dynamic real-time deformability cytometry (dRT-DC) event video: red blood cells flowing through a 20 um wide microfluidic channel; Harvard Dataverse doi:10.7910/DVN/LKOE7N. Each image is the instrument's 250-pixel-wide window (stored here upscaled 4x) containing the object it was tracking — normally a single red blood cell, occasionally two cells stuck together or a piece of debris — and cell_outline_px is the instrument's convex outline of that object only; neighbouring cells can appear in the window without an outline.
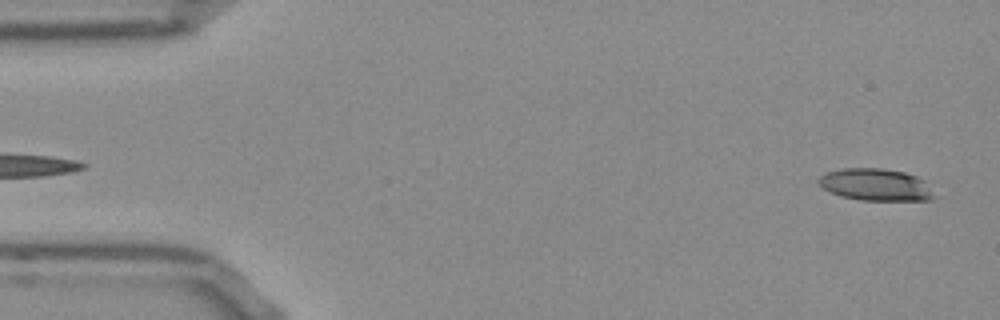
{"species": "Egyptian fruit bat (a non-hibernating species)", "species_latin": "Rousettus aegyptiacus", "temperature_condition": "room temperature", "stored_images_in_passage": 15, "camera_frame_rate_fps": 3000, "um_per_image_px": 0.085, "frame": {"image": 1, "passage_image": 2, "time_ms": 0.333, "image_size_px": [1000, 320], "cell_outline_px": [[936, 196], [932, 200], [860, 200], [828, 192], [816, 180], [820, 176], [828, 172], [844, 168], [880, 168], [904, 172], [916, 176], [924, 180]], "centroid_in_image_um": [74.45, 15.7], "position_along_channel_um": 10.6, "area_um2": 21.5}}
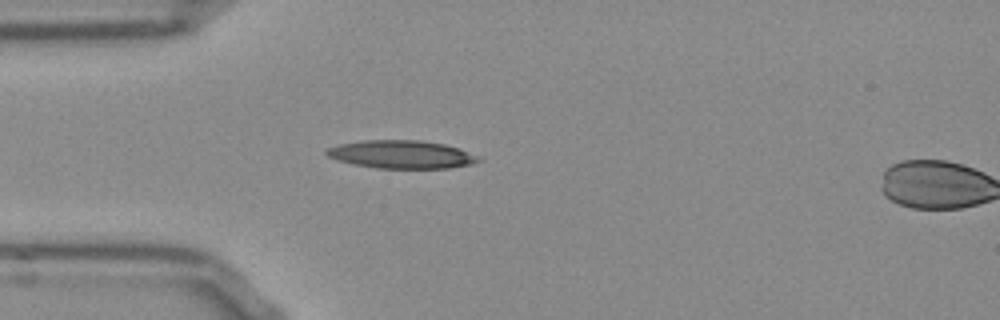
{"frame": {"image": 2, "passage_image": 14, "time_ms": 4.333, "image_size_px": [1000, 320], "cell_outline_px": [[480, 160], [472, 164], [448, 168], [376, 168], [356, 164], [340, 160], [328, 156], [324, 152], [328, 148], [340, 144], [364, 140], [420, 140], [444, 144], [460, 148], [476, 156]], "centroid_in_image_um": [34.13, 13.12], "position_along_channel_um": 50.9, "area_um2": 24.51}}